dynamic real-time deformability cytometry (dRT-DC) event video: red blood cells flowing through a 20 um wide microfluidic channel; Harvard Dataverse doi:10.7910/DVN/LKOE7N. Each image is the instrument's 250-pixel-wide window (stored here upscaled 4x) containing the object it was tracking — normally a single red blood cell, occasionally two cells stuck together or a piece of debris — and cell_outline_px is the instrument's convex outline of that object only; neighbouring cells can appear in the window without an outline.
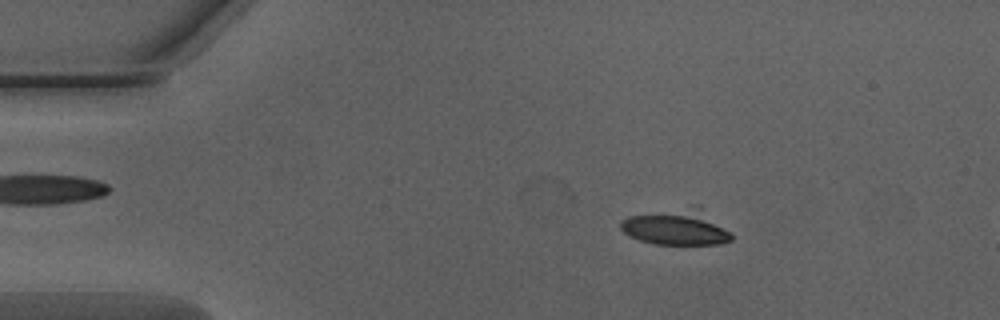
{"species": "Egyptian fruit bat (a non-hibernating species)", "species_latin": "Rousettus aegyptiacus", "temperature_condition": "warm", "stored_images_in_passage": 38, "camera_frame_rate_fps": 3000, "um_per_image_px": 0.085, "animal": {"sex": "male"}, "frame": {"image": 1, "passage_image": 6, "time_ms": 1.667, "image_size_px": [1000, 320], "cell_outline_px": [[732, 240], [720, 244], [656, 244], [640, 240], [628, 236], [620, 228], [620, 220], [628, 216], [696, 204], [732, 232]], "centroid_in_image_um": [57.51, 19.3], "position_along_channel_um": 27.5, "area_um2": 23.35}}
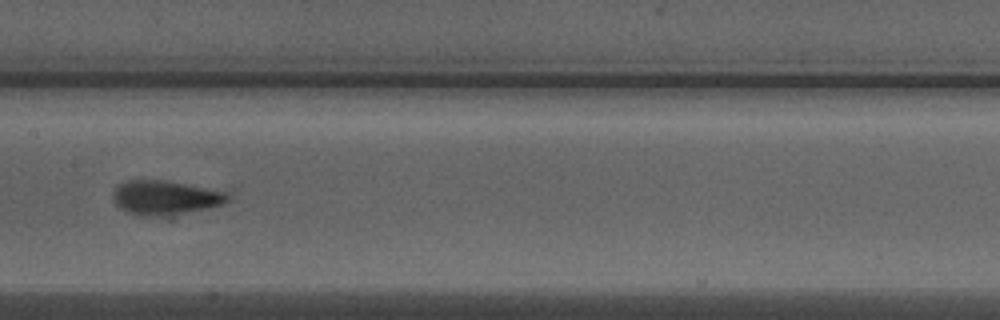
{"frame": {"image": 2, "passage_image": 23, "time_ms": 7.333, "image_size_px": [1000, 320], "cell_outline_px": [[232, 196], [224, 204], [172, 220], [168, 220], [140, 216], [128, 212], [120, 208], [116, 204], [112, 196], [112, 192], [116, 184], [124, 180], [164, 180], [228, 192]], "centroid_in_image_um": [14.08, 16.88], "position_along_channel_um": 193.3, "area_um2": 24.51}}
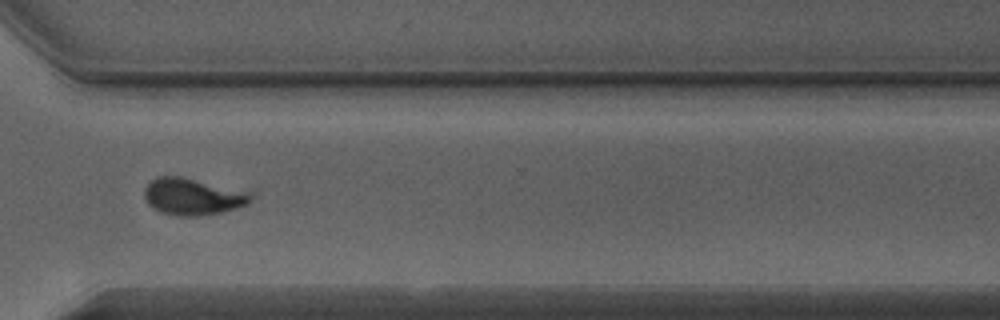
{"frame": {"image": 3, "passage_image": 35, "time_ms": 11.333, "image_size_px": [1000, 320], "cell_outline_px": [[256, 192], [252, 200], [248, 204], [236, 208], [220, 212], [200, 216], [180, 216], [160, 212], [152, 208], [148, 204], [144, 196], [144, 188], [148, 180], [156, 176], [184, 176], [256, 188]], "centroid_in_image_um": [16.55, 16.64], "position_along_channel_um": 354.0, "area_um2": 24.68}, "authors_computed_cell_mechanics": {"area_um2": 22.4842, "velocity_mm_per_s": 4.0396, "shape_relaxation_time_tau1_ms": 2.6217, "shape_relaxation_time_tau2_ms": null, "deformation_change_tau1": 0.1445, "deformation_change_tau2": null}}